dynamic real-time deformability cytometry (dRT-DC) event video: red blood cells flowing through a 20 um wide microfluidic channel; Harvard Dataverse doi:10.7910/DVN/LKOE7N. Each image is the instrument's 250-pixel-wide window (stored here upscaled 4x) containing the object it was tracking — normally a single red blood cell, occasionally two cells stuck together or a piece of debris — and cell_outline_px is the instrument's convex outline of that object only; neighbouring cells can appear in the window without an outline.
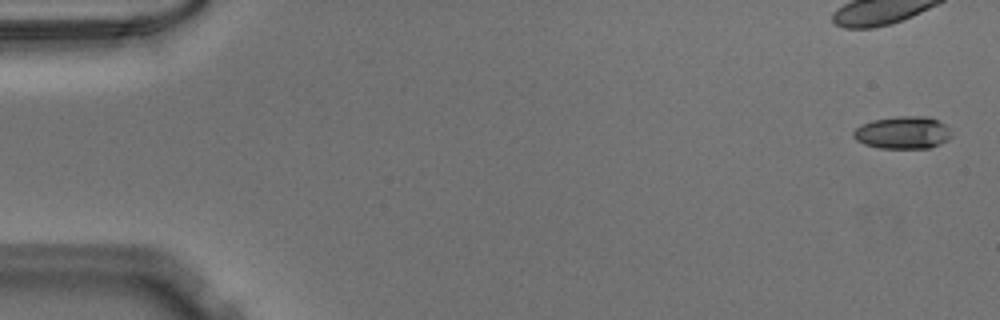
{"species": "Egyptian fruit bat (a non-hibernating species)", "species_latin": "Rousettus aegyptiacus", "temperature_condition": "warm", "stored_images_in_passage": 52, "camera_frame_rate_fps": 3000, "um_per_image_px": 0.085, "animal": {"sex": "male"}, "frame": {"image": 1, "passage_image": 2, "time_ms": 0.333, "image_size_px": [1000, 320], "cell_outline_px": [[952, 136], [948, 140], [940, 144], [928, 148], [880, 148], [864, 144], [856, 140], [852, 136], [852, 132], [856, 128], [872, 120], [896, 116], [928, 116], [944, 124], [948, 128]], "centroid_in_image_um": [76.73, 11.27], "position_along_channel_um": 8.3, "area_um2": 18.55}}